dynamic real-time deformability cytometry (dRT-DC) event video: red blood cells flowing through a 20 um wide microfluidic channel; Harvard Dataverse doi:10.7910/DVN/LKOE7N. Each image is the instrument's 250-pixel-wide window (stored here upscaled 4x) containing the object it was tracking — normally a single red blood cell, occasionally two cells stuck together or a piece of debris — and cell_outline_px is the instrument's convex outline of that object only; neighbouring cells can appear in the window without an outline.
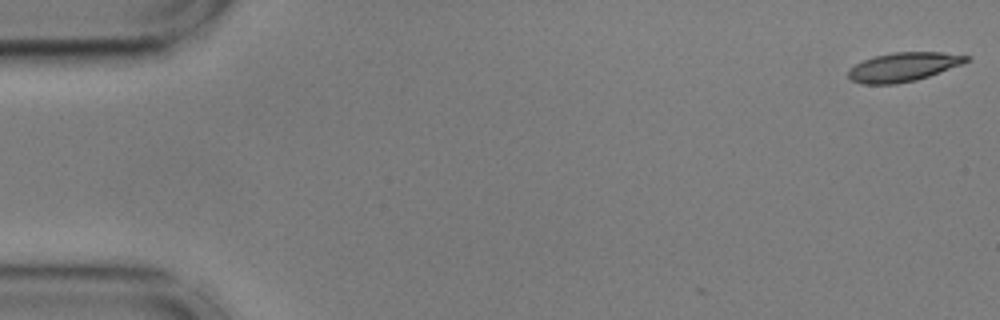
{"species": "common noctule bat (a hibernating species)", "species_latin": "Nyctalus noctula", "temperature_condition": "cold", "stored_images_in_passage": 5, "camera_frame_rate_fps": 3000, "um_per_image_px": 0.085, "animal": {"sex": "male", "body_mass_g": 17.9, "forearm_length_mm": 54.2}, "frame": {"image": 1, "passage_image": 1, "time_ms": 0.0, "image_size_px": [1000, 320], "cell_outline_px": [[972, 60], [928, 76], [916, 80], [896, 84], [860, 84], [852, 80], [848, 76], [848, 68], [864, 60], [876, 56], [892, 52], [940, 52], [972, 56]], "centroid_in_image_um": [76.79, 5.69], "position_along_channel_um": 8.2, "area_um2": 19.88}}